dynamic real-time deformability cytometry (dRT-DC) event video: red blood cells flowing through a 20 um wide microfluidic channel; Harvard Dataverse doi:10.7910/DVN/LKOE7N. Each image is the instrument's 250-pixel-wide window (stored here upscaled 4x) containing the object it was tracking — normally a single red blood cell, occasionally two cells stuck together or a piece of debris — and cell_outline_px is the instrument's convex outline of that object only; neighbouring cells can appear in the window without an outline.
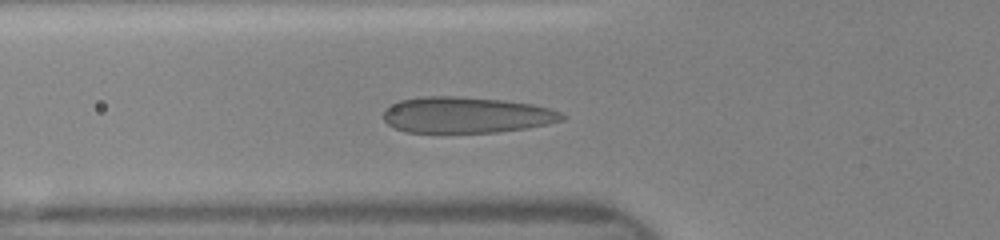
{"species": "human", "species_latin": "Homo sapiens", "temperature_condition": "room temperature", "stored_images_in_passage": 24, "camera_frame_rate_fps": 3000, "um_per_image_px": 0.085, "donor": {"sex": "female"}, "frame": {"image": 1, "passage_image": 2, "time_ms": 0.333, "image_size_px": [1000, 240], "cell_outline_px": [[568, 116], [564, 120], [548, 124], [528, 128], [496, 132], [408, 132], [396, 128], [388, 124], [384, 120], [384, 108], [400, 100], [424, 96], [456, 96], [504, 100], [532, 104], [548, 108], [560, 112]], "centroid_in_image_um": [39.66, 9.77], "position_along_channel_um": 86.1, "area_um2": 37.57}}
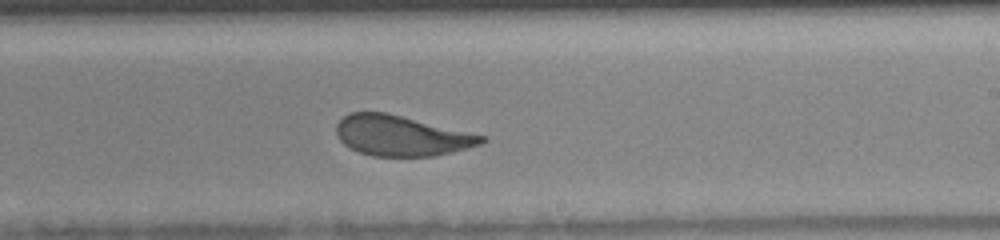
{"frame": {"image": 2, "passage_image": 14, "time_ms": 4.333, "image_size_px": [1000, 240], "cell_outline_px": [[488, 140], [480, 144], [468, 148], [452, 152], [432, 156], [372, 156], [360, 152], [344, 144], [336, 136], [336, 124], [348, 112], [384, 112], [488, 136]], "centroid_in_image_um": [34.12, 11.53], "position_along_channel_um": 254.9, "area_um2": 34.1}}
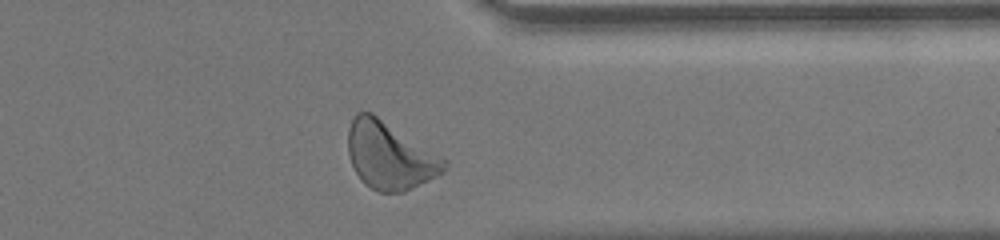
{"frame": {"image": 3, "passage_image": 23, "time_ms": 7.333, "image_size_px": [1000, 240], "cell_outline_px": [[448, 164], [444, 172], [404, 192], [380, 192], [364, 184], [360, 180], [352, 164], [348, 152], [348, 128], [356, 112], [372, 112], [448, 160]], "centroid_in_image_um": [33.13, 13.22], "position_along_channel_um": 378.3, "area_um2": 37.69}}